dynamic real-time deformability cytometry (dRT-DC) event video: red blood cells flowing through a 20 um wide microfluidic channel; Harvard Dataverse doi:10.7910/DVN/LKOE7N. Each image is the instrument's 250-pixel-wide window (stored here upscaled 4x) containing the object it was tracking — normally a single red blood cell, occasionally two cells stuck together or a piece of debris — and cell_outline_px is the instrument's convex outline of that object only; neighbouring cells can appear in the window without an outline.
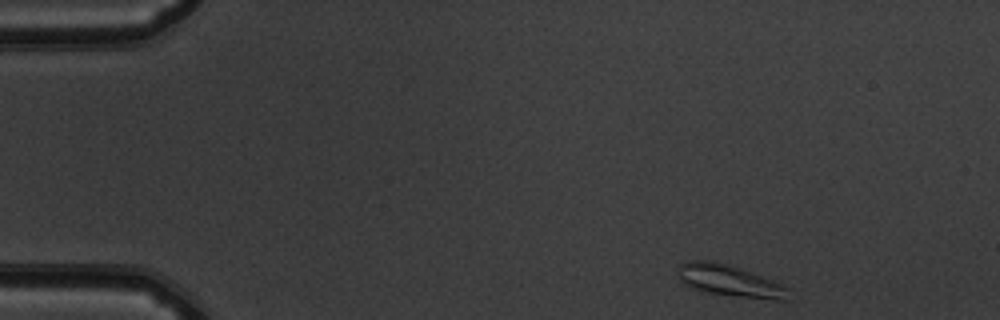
{"species": "common noctule bat (a hibernating species)", "species_latin": "Nyctalus noctula", "temperature_condition": "warm", "stored_images_in_passage": 45, "camera_frame_rate_fps": 3000, "um_per_image_px": 0.085, "animal": {"sex": "male", "body_mass_g": 19.5, "forearm_length_mm": 54.6}, "frame": {"image": 1, "passage_image": 1, "time_ms": 0.0, "image_size_px": [1000, 320], "cell_outline_px": [[792, 300], [776, 300], [736, 296], [704, 292], [692, 288], [684, 284], [680, 280], [676, 272], [676, 268], [680, 264], [688, 260], [712, 260], [760, 276], [780, 284], [788, 288]], "centroid_in_image_um": [61.97, 23.88], "position_along_channel_um": 23.0, "area_um2": 20.23}}
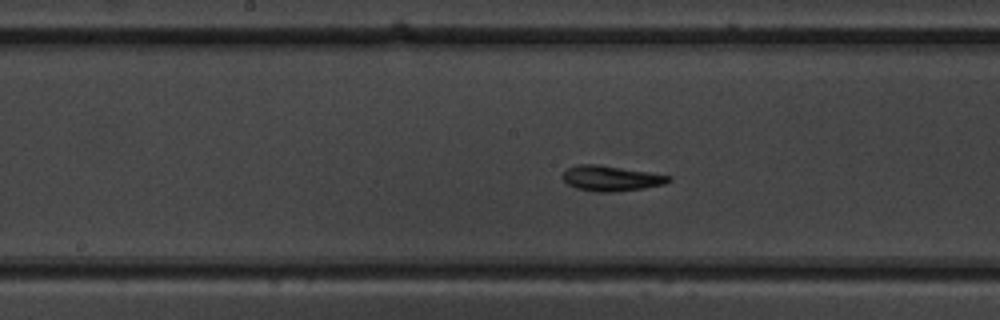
{"frame": {"image": 2, "passage_image": 22, "time_ms": 7.0, "image_size_px": [1000, 320], "cell_outline_px": [[672, 180], [664, 184], [644, 188], [612, 192], [596, 192], [576, 188], [568, 184], [560, 176], [568, 168], [576, 164], [600, 164], [672, 176]], "centroid_in_image_um": [51.92, 15.15], "position_along_channel_um": 196.3, "area_um2": 15.72}}
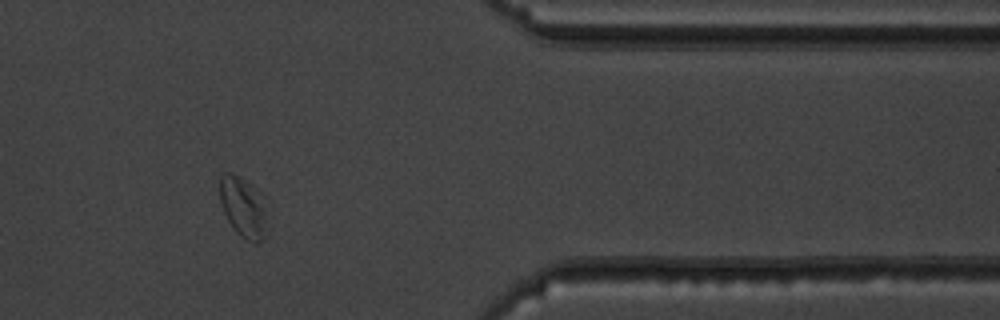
{"frame": {"image": 3, "passage_image": 39, "time_ms": 12.667, "image_size_px": [1000, 320], "cell_outline_px": [[264, 216], [260, 240], [256, 244], [252, 244], [240, 236], [236, 232], [228, 220], [224, 212], [220, 200], [220, 176], [224, 172], [232, 172], [252, 184], [260, 196], [264, 212]], "centroid_in_image_um": [20.57, 17.56], "position_along_channel_um": 390.8, "area_um2": 15.9}}